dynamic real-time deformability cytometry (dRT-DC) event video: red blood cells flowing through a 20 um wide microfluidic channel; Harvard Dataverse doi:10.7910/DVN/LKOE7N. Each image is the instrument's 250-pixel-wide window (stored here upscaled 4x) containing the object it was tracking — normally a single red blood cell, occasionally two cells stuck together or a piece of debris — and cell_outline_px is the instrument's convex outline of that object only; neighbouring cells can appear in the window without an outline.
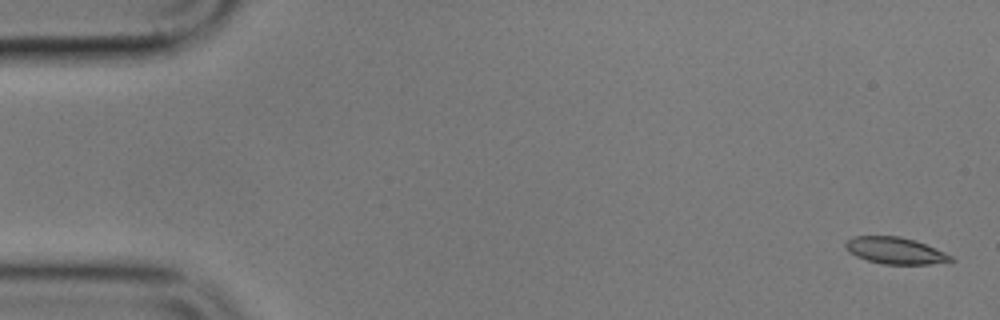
{"species": "common noctule bat (a hibernating species)", "species_latin": "Nyctalus noctula", "temperature_condition": "cold", "stored_images_in_passage": 15, "camera_frame_rate_fps": 3000, "um_per_image_px": 0.085, "animal": {"sex": "male", "body_mass_g": 17.9}, "frame": {"image": 1, "passage_image": 1, "time_ms": 0.0, "image_size_px": [1000, 320], "cell_outline_px": [[956, 260], [928, 264], [884, 264], [868, 260], [856, 256], [848, 252], [844, 248], [844, 244], [852, 236], [900, 236], [916, 240], [944, 252], [952, 256]], "centroid_in_image_um": [76.06, 21.29], "position_along_channel_um": 8.9, "area_um2": 16.36}}
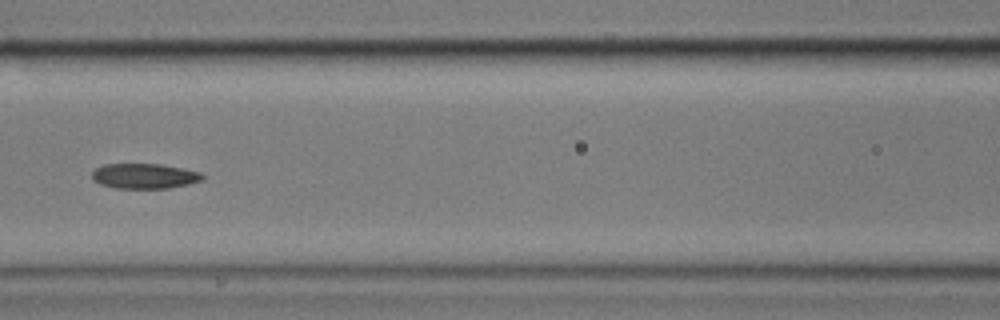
{"frame": {"image": 2, "passage_image": 7, "time_ms": 8.0, "image_size_px": [1000, 320], "cell_outline_px": [[204, 180], [188, 184], [168, 188], [116, 188], [100, 184], [92, 180], [92, 172], [96, 168], [104, 164], [160, 164], [184, 168], [200, 172], [204, 176]], "centroid_in_image_um": [12.28, 14.96], "position_along_channel_um": 154.3, "area_um2": 16.24}}
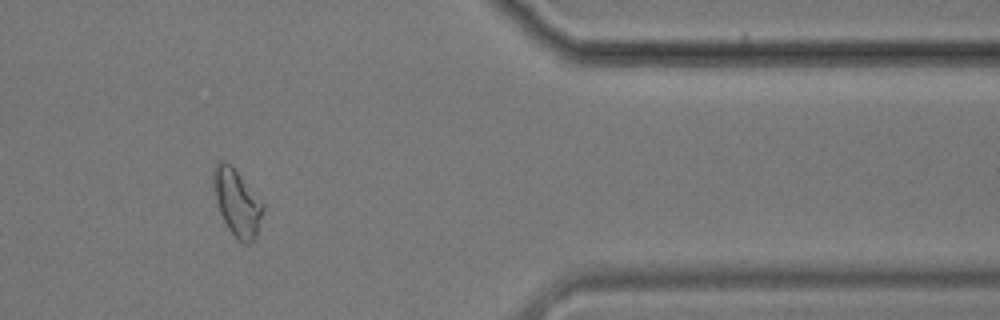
{"frame": {"image": 3, "passage_image": 13, "time_ms": 15.667, "image_size_px": [1000, 320], "cell_outline_px": [[264, 212], [256, 236], [248, 244], [244, 244], [228, 228], [220, 212], [216, 200], [212, 180], [212, 176], [216, 164], [220, 160], [224, 160], [232, 164], [264, 204]], "centroid_in_image_um": [20.16, 17.17], "position_along_channel_um": 391.2, "area_um2": 19.19}, "authors_computed_cell_mechanics": {"area_um2": 16.6464, "velocity_mm_per_s": 3.4164, "shape_relaxation_time_tau1_ms": 10.9908, "shape_relaxation_time_tau2_ms": null, "deformation_change_tau1": 0.1935, "deformation_change_tau2": null}}